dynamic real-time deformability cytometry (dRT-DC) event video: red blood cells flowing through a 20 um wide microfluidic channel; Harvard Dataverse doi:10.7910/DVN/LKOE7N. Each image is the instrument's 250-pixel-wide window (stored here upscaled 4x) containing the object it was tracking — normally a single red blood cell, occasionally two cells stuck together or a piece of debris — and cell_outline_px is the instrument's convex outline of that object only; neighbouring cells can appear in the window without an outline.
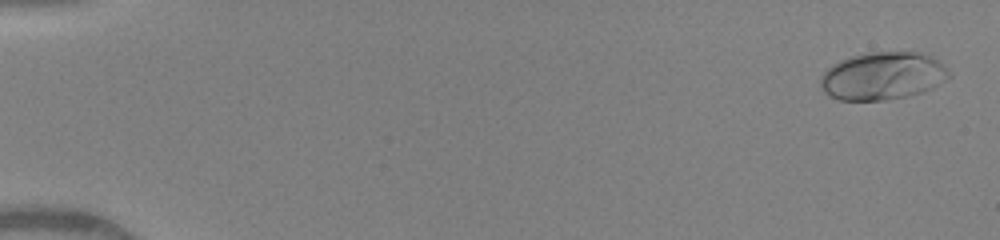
{"species": "human", "species_latin": "Homo sapiens", "temperature_condition": "warm", "stored_images_in_passage": 11, "camera_frame_rate_fps": 3000, "um_per_image_px": 0.085, "donor": {"sex": "female"}, "frame": {"image": 1, "passage_image": 2, "time_ms": 0.333, "image_size_px": [1000, 240], "cell_outline_px": [[952, 76], [932, 88], [924, 92], [908, 96], [884, 100], [840, 100], [824, 92], [820, 84], [820, 76], [832, 64], [840, 60], [852, 56], [868, 52], [924, 52], [948, 68]], "centroid_in_image_um": [75.05, 6.45], "position_along_channel_um": 10.0, "area_um2": 35.89}}